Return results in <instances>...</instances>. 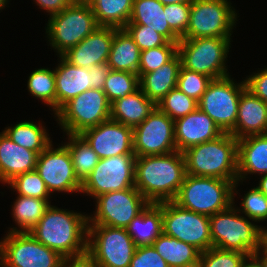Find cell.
Listing matches in <instances>:
<instances>
[{
  "label": "cell",
  "mask_w": 267,
  "mask_h": 267,
  "mask_svg": "<svg viewBox=\"0 0 267 267\" xmlns=\"http://www.w3.org/2000/svg\"><path fill=\"white\" fill-rule=\"evenodd\" d=\"M186 176L182 152L136 157L135 188L149 203L173 201Z\"/></svg>",
  "instance_id": "cell-1"
},
{
  "label": "cell",
  "mask_w": 267,
  "mask_h": 267,
  "mask_svg": "<svg viewBox=\"0 0 267 267\" xmlns=\"http://www.w3.org/2000/svg\"><path fill=\"white\" fill-rule=\"evenodd\" d=\"M88 216L50 205L29 233L62 257L87 250Z\"/></svg>",
  "instance_id": "cell-2"
},
{
  "label": "cell",
  "mask_w": 267,
  "mask_h": 267,
  "mask_svg": "<svg viewBox=\"0 0 267 267\" xmlns=\"http://www.w3.org/2000/svg\"><path fill=\"white\" fill-rule=\"evenodd\" d=\"M182 153L188 175L215 177L233 183L238 180V139L230 133H223Z\"/></svg>",
  "instance_id": "cell-3"
},
{
  "label": "cell",
  "mask_w": 267,
  "mask_h": 267,
  "mask_svg": "<svg viewBox=\"0 0 267 267\" xmlns=\"http://www.w3.org/2000/svg\"><path fill=\"white\" fill-rule=\"evenodd\" d=\"M238 183L239 180L233 184V206L209 216L212 247L238 251L250 257L262 246L263 228L237 214L240 212L234 207V190Z\"/></svg>",
  "instance_id": "cell-4"
},
{
  "label": "cell",
  "mask_w": 267,
  "mask_h": 267,
  "mask_svg": "<svg viewBox=\"0 0 267 267\" xmlns=\"http://www.w3.org/2000/svg\"><path fill=\"white\" fill-rule=\"evenodd\" d=\"M233 184L225 179L186 174L173 201L182 208L212 216L233 205Z\"/></svg>",
  "instance_id": "cell-5"
},
{
  "label": "cell",
  "mask_w": 267,
  "mask_h": 267,
  "mask_svg": "<svg viewBox=\"0 0 267 267\" xmlns=\"http://www.w3.org/2000/svg\"><path fill=\"white\" fill-rule=\"evenodd\" d=\"M230 39V37L181 38L178 42L181 66L212 79L228 76L225 62L230 49Z\"/></svg>",
  "instance_id": "cell-6"
},
{
  "label": "cell",
  "mask_w": 267,
  "mask_h": 267,
  "mask_svg": "<svg viewBox=\"0 0 267 267\" xmlns=\"http://www.w3.org/2000/svg\"><path fill=\"white\" fill-rule=\"evenodd\" d=\"M98 26L90 4L71 3L62 12L50 16L46 33L50 46L62 56Z\"/></svg>",
  "instance_id": "cell-7"
},
{
  "label": "cell",
  "mask_w": 267,
  "mask_h": 267,
  "mask_svg": "<svg viewBox=\"0 0 267 267\" xmlns=\"http://www.w3.org/2000/svg\"><path fill=\"white\" fill-rule=\"evenodd\" d=\"M110 106L103 90L91 88L70 99L54 114L64 132L81 134L110 119Z\"/></svg>",
  "instance_id": "cell-8"
},
{
  "label": "cell",
  "mask_w": 267,
  "mask_h": 267,
  "mask_svg": "<svg viewBox=\"0 0 267 267\" xmlns=\"http://www.w3.org/2000/svg\"><path fill=\"white\" fill-rule=\"evenodd\" d=\"M162 209V229L197 248L201 253L212 247L209 216L180 207L174 201L156 203Z\"/></svg>",
  "instance_id": "cell-9"
},
{
  "label": "cell",
  "mask_w": 267,
  "mask_h": 267,
  "mask_svg": "<svg viewBox=\"0 0 267 267\" xmlns=\"http://www.w3.org/2000/svg\"><path fill=\"white\" fill-rule=\"evenodd\" d=\"M136 247L126 228L88 225L87 251L101 267H129Z\"/></svg>",
  "instance_id": "cell-10"
},
{
  "label": "cell",
  "mask_w": 267,
  "mask_h": 267,
  "mask_svg": "<svg viewBox=\"0 0 267 267\" xmlns=\"http://www.w3.org/2000/svg\"><path fill=\"white\" fill-rule=\"evenodd\" d=\"M63 258L29 232H8L0 242L1 267H62Z\"/></svg>",
  "instance_id": "cell-11"
},
{
  "label": "cell",
  "mask_w": 267,
  "mask_h": 267,
  "mask_svg": "<svg viewBox=\"0 0 267 267\" xmlns=\"http://www.w3.org/2000/svg\"><path fill=\"white\" fill-rule=\"evenodd\" d=\"M228 0H192L189 24L182 38L230 37L237 13Z\"/></svg>",
  "instance_id": "cell-12"
},
{
  "label": "cell",
  "mask_w": 267,
  "mask_h": 267,
  "mask_svg": "<svg viewBox=\"0 0 267 267\" xmlns=\"http://www.w3.org/2000/svg\"><path fill=\"white\" fill-rule=\"evenodd\" d=\"M231 77L213 79L198 101V108L208 114L223 133H230L238 116L240 94L245 81L235 83Z\"/></svg>",
  "instance_id": "cell-13"
},
{
  "label": "cell",
  "mask_w": 267,
  "mask_h": 267,
  "mask_svg": "<svg viewBox=\"0 0 267 267\" xmlns=\"http://www.w3.org/2000/svg\"><path fill=\"white\" fill-rule=\"evenodd\" d=\"M95 199L96 211L88 216V225L126 228L150 204L135 187L107 192Z\"/></svg>",
  "instance_id": "cell-14"
},
{
  "label": "cell",
  "mask_w": 267,
  "mask_h": 267,
  "mask_svg": "<svg viewBox=\"0 0 267 267\" xmlns=\"http://www.w3.org/2000/svg\"><path fill=\"white\" fill-rule=\"evenodd\" d=\"M136 155H119L99 159L82 183L81 192L94 198L101 194L135 187Z\"/></svg>",
  "instance_id": "cell-15"
},
{
  "label": "cell",
  "mask_w": 267,
  "mask_h": 267,
  "mask_svg": "<svg viewBox=\"0 0 267 267\" xmlns=\"http://www.w3.org/2000/svg\"><path fill=\"white\" fill-rule=\"evenodd\" d=\"M176 150L174 120L157 107L133 128V151L136 157L164 155Z\"/></svg>",
  "instance_id": "cell-16"
},
{
  "label": "cell",
  "mask_w": 267,
  "mask_h": 267,
  "mask_svg": "<svg viewBox=\"0 0 267 267\" xmlns=\"http://www.w3.org/2000/svg\"><path fill=\"white\" fill-rule=\"evenodd\" d=\"M52 143L38 155L36 172L45 182L47 190L58 192H81L82 183L74 173L68 148L62 144L52 148Z\"/></svg>",
  "instance_id": "cell-17"
},
{
  "label": "cell",
  "mask_w": 267,
  "mask_h": 267,
  "mask_svg": "<svg viewBox=\"0 0 267 267\" xmlns=\"http://www.w3.org/2000/svg\"><path fill=\"white\" fill-rule=\"evenodd\" d=\"M81 135L100 159L119 155H135L133 128L111 118L84 130Z\"/></svg>",
  "instance_id": "cell-18"
},
{
  "label": "cell",
  "mask_w": 267,
  "mask_h": 267,
  "mask_svg": "<svg viewBox=\"0 0 267 267\" xmlns=\"http://www.w3.org/2000/svg\"><path fill=\"white\" fill-rule=\"evenodd\" d=\"M114 37V27L98 26L79 44L62 56L71 64L90 69L93 65L108 62Z\"/></svg>",
  "instance_id": "cell-19"
},
{
  "label": "cell",
  "mask_w": 267,
  "mask_h": 267,
  "mask_svg": "<svg viewBox=\"0 0 267 267\" xmlns=\"http://www.w3.org/2000/svg\"><path fill=\"white\" fill-rule=\"evenodd\" d=\"M177 151L211 141L223 134L212 118L197 108L190 114L174 121Z\"/></svg>",
  "instance_id": "cell-20"
},
{
  "label": "cell",
  "mask_w": 267,
  "mask_h": 267,
  "mask_svg": "<svg viewBox=\"0 0 267 267\" xmlns=\"http://www.w3.org/2000/svg\"><path fill=\"white\" fill-rule=\"evenodd\" d=\"M236 139L267 134V103L245 88L240 94L238 116L230 132Z\"/></svg>",
  "instance_id": "cell-21"
},
{
  "label": "cell",
  "mask_w": 267,
  "mask_h": 267,
  "mask_svg": "<svg viewBox=\"0 0 267 267\" xmlns=\"http://www.w3.org/2000/svg\"><path fill=\"white\" fill-rule=\"evenodd\" d=\"M60 63L54 70L56 85V112L70 99L92 88L89 69L79 67L59 56Z\"/></svg>",
  "instance_id": "cell-22"
},
{
  "label": "cell",
  "mask_w": 267,
  "mask_h": 267,
  "mask_svg": "<svg viewBox=\"0 0 267 267\" xmlns=\"http://www.w3.org/2000/svg\"><path fill=\"white\" fill-rule=\"evenodd\" d=\"M38 154L0 133V181L7 184L16 176L35 170Z\"/></svg>",
  "instance_id": "cell-23"
},
{
  "label": "cell",
  "mask_w": 267,
  "mask_h": 267,
  "mask_svg": "<svg viewBox=\"0 0 267 267\" xmlns=\"http://www.w3.org/2000/svg\"><path fill=\"white\" fill-rule=\"evenodd\" d=\"M267 174V134L238 140V180L248 174Z\"/></svg>",
  "instance_id": "cell-24"
},
{
  "label": "cell",
  "mask_w": 267,
  "mask_h": 267,
  "mask_svg": "<svg viewBox=\"0 0 267 267\" xmlns=\"http://www.w3.org/2000/svg\"><path fill=\"white\" fill-rule=\"evenodd\" d=\"M181 59L177 53L170 61L153 72L142 74L139 77V88L155 104L169 91L176 88Z\"/></svg>",
  "instance_id": "cell-25"
},
{
  "label": "cell",
  "mask_w": 267,
  "mask_h": 267,
  "mask_svg": "<svg viewBox=\"0 0 267 267\" xmlns=\"http://www.w3.org/2000/svg\"><path fill=\"white\" fill-rule=\"evenodd\" d=\"M155 108L156 104L138 88L126 97L111 103L110 118L134 128L142 123Z\"/></svg>",
  "instance_id": "cell-26"
},
{
  "label": "cell",
  "mask_w": 267,
  "mask_h": 267,
  "mask_svg": "<svg viewBox=\"0 0 267 267\" xmlns=\"http://www.w3.org/2000/svg\"><path fill=\"white\" fill-rule=\"evenodd\" d=\"M164 5L158 0H133L130 20L127 24H143L163 35L169 42L178 43L180 37L170 28Z\"/></svg>",
  "instance_id": "cell-27"
},
{
  "label": "cell",
  "mask_w": 267,
  "mask_h": 267,
  "mask_svg": "<svg viewBox=\"0 0 267 267\" xmlns=\"http://www.w3.org/2000/svg\"><path fill=\"white\" fill-rule=\"evenodd\" d=\"M141 50L124 28L114 27V37L109 53L111 70L138 74Z\"/></svg>",
  "instance_id": "cell-28"
},
{
  "label": "cell",
  "mask_w": 267,
  "mask_h": 267,
  "mask_svg": "<svg viewBox=\"0 0 267 267\" xmlns=\"http://www.w3.org/2000/svg\"><path fill=\"white\" fill-rule=\"evenodd\" d=\"M126 230L137 247L152 245L163 232L162 209L157 204L150 203L130 222Z\"/></svg>",
  "instance_id": "cell-29"
},
{
  "label": "cell",
  "mask_w": 267,
  "mask_h": 267,
  "mask_svg": "<svg viewBox=\"0 0 267 267\" xmlns=\"http://www.w3.org/2000/svg\"><path fill=\"white\" fill-rule=\"evenodd\" d=\"M152 245L169 267H197L201 252L190 244L162 232Z\"/></svg>",
  "instance_id": "cell-30"
},
{
  "label": "cell",
  "mask_w": 267,
  "mask_h": 267,
  "mask_svg": "<svg viewBox=\"0 0 267 267\" xmlns=\"http://www.w3.org/2000/svg\"><path fill=\"white\" fill-rule=\"evenodd\" d=\"M90 6L99 26L120 29L130 20L133 0H93Z\"/></svg>",
  "instance_id": "cell-31"
},
{
  "label": "cell",
  "mask_w": 267,
  "mask_h": 267,
  "mask_svg": "<svg viewBox=\"0 0 267 267\" xmlns=\"http://www.w3.org/2000/svg\"><path fill=\"white\" fill-rule=\"evenodd\" d=\"M3 132L16 144L35 151L38 155L52 143L42 123L37 125L31 121H23L13 127H6Z\"/></svg>",
  "instance_id": "cell-32"
},
{
  "label": "cell",
  "mask_w": 267,
  "mask_h": 267,
  "mask_svg": "<svg viewBox=\"0 0 267 267\" xmlns=\"http://www.w3.org/2000/svg\"><path fill=\"white\" fill-rule=\"evenodd\" d=\"M12 206L13 219L19 230L15 227L8 232H29L43 217L50 203L45 199L18 195Z\"/></svg>",
  "instance_id": "cell-33"
},
{
  "label": "cell",
  "mask_w": 267,
  "mask_h": 267,
  "mask_svg": "<svg viewBox=\"0 0 267 267\" xmlns=\"http://www.w3.org/2000/svg\"><path fill=\"white\" fill-rule=\"evenodd\" d=\"M67 135L69 142L64 145L70 152L74 173L78 180L83 183L98 164L100 158L81 134Z\"/></svg>",
  "instance_id": "cell-34"
},
{
  "label": "cell",
  "mask_w": 267,
  "mask_h": 267,
  "mask_svg": "<svg viewBox=\"0 0 267 267\" xmlns=\"http://www.w3.org/2000/svg\"><path fill=\"white\" fill-rule=\"evenodd\" d=\"M30 94L42 100L56 113V85L54 70L36 69L31 73L27 83Z\"/></svg>",
  "instance_id": "cell-35"
},
{
  "label": "cell",
  "mask_w": 267,
  "mask_h": 267,
  "mask_svg": "<svg viewBox=\"0 0 267 267\" xmlns=\"http://www.w3.org/2000/svg\"><path fill=\"white\" fill-rule=\"evenodd\" d=\"M139 88L138 74L126 71H109L103 92L110 103L116 99L124 98Z\"/></svg>",
  "instance_id": "cell-36"
},
{
  "label": "cell",
  "mask_w": 267,
  "mask_h": 267,
  "mask_svg": "<svg viewBox=\"0 0 267 267\" xmlns=\"http://www.w3.org/2000/svg\"><path fill=\"white\" fill-rule=\"evenodd\" d=\"M156 107L175 121L195 111L198 108V101L176 87L169 91L156 104Z\"/></svg>",
  "instance_id": "cell-37"
},
{
  "label": "cell",
  "mask_w": 267,
  "mask_h": 267,
  "mask_svg": "<svg viewBox=\"0 0 267 267\" xmlns=\"http://www.w3.org/2000/svg\"><path fill=\"white\" fill-rule=\"evenodd\" d=\"M177 53L178 43L169 41L163 46L141 51L138 77L160 68L163 64L170 61Z\"/></svg>",
  "instance_id": "cell-38"
},
{
  "label": "cell",
  "mask_w": 267,
  "mask_h": 267,
  "mask_svg": "<svg viewBox=\"0 0 267 267\" xmlns=\"http://www.w3.org/2000/svg\"><path fill=\"white\" fill-rule=\"evenodd\" d=\"M9 184L18 195L45 199L49 202L50 192L45 182L41 179L36 170L20 174L9 181Z\"/></svg>",
  "instance_id": "cell-39"
},
{
  "label": "cell",
  "mask_w": 267,
  "mask_h": 267,
  "mask_svg": "<svg viewBox=\"0 0 267 267\" xmlns=\"http://www.w3.org/2000/svg\"><path fill=\"white\" fill-rule=\"evenodd\" d=\"M247 254L211 247L200 254L197 267H242Z\"/></svg>",
  "instance_id": "cell-40"
},
{
  "label": "cell",
  "mask_w": 267,
  "mask_h": 267,
  "mask_svg": "<svg viewBox=\"0 0 267 267\" xmlns=\"http://www.w3.org/2000/svg\"><path fill=\"white\" fill-rule=\"evenodd\" d=\"M213 79L205 74L197 73L181 66L177 88L187 96L199 101Z\"/></svg>",
  "instance_id": "cell-41"
},
{
  "label": "cell",
  "mask_w": 267,
  "mask_h": 267,
  "mask_svg": "<svg viewBox=\"0 0 267 267\" xmlns=\"http://www.w3.org/2000/svg\"><path fill=\"white\" fill-rule=\"evenodd\" d=\"M241 203L242 209H237L242 212L252 221H263L267 219V196L257 187L249 190L243 196Z\"/></svg>",
  "instance_id": "cell-42"
},
{
  "label": "cell",
  "mask_w": 267,
  "mask_h": 267,
  "mask_svg": "<svg viewBox=\"0 0 267 267\" xmlns=\"http://www.w3.org/2000/svg\"><path fill=\"white\" fill-rule=\"evenodd\" d=\"M124 29L134 39L141 51L165 45L168 40L143 24H127Z\"/></svg>",
  "instance_id": "cell-43"
},
{
  "label": "cell",
  "mask_w": 267,
  "mask_h": 267,
  "mask_svg": "<svg viewBox=\"0 0 267 267\" xmlns=\"http://www.w3.org/2000/svg\"><path fill=\"white\" fill-rule=\"evenodd\" d=\"M191 3H179L164 5L167 22L170 28L182 38L189 24Z\"/></svg>",
  "instance_id": "cell-44"
},
{
  "label": "cell",
  "mask_w": 267,
  "mask_h": 267,
  "mask_svg": "<svg viewBox=\"0 0 267 267\" xmlns=\"http://www.w3.org/2000/svg\"><path fill=\"white\" fill-rule=\"evenodd\" d=\"M129 267H169L153 245L136 247Z\"/></svg>",
  "instance_id": "cell-45"
},
{
  "label": "cell",
  "mask_w": 267,
  "mask_h": 267,
  "mask_svg": "<svg viewBox=\"0 0 267 267\" xmlns=\"http://www.w3.org/2000/svg\"><path fill=\"white\" fill-rule=\"evenodd\" d=\"M245 81L246 88L255 96L267 103V68L254 73Z\"/></svg>",
  "instance_id": "cell-46"
},
{
  "label": "cell",
  "mask_w": 267,
  "mask_h": 267,
  "mask_svg": "<svg viewBox=\"0 0 267 267\" xmlns=\"http://www.w3.org/2000/svg\"><path fill=\"white\" fill-rule=\"evenodd\" d=\"M62 267H101L96 259L86 250L77 255L63 258Z\"/></svg>",
  "instance_id": "cell-47"
},
{
  "label": "cell",
  "mask_w": 267,
  "mask_h": 267,
  "mask_svg": "<svg viewBox=\"0 0 267 267\" xmlns=\"http://www.w3.org/2000/svg\"><path fill=\"white\" fill-rule=\"evenodd\" d=\"M110 68L107 63L93 65L89 72L92 74V88L103 90Z\"/></svg>",
  "instance_id": "cell-48"
},
{
  "label": "cell",
  "mask_w": 267,
  "mask_h": 267,
  "mask_svg": "<svg viewBox=\"0 0 267 267\" xmlns=\"http://www.w3.org/2000/svg\"><path fill=\"white\" fill-rule=\"evenodd\" d=\"M39 8L44 9L50 16L58 14L66 9L70 4V0H35Z\"/></svg>",
  "instance_id": "cell-49"
},
{
  "label": "cell",
  "mask_w": 267,
  "mask_h": 267,
  "mask_svg": "<svg viewBox=\"0 0 267 267\" xmlns=\"http://www.w3.org/2000/svg\"><path fill=\"white\" fill-rule=\"evenodd\" d=\"M261 254L263 255V257H260L262 256ZM254 256L262 263L264 267H267V250L263 246H261V248L254 254Z\"/></svg>",
  "instance_id": "cell-50"
},
{
  "label": "cell",
  "mask_w": 267,
  "mask_h": 267,
  "mask_svg": "<svg viewBox=\"0 0 267 267\" xmlns=\"http://www.w3.org/2000/svg\"><path fill=\"white\" fill-rule=\"evenodd\" d=\"M249 260V263H248ZM242 267H264L262 263L253 255L246 259Z\"/></svg>",
  "instance_id": "cell-51"
},
{
  "label": "cell",
  "mask_w": 267,
  "mask_h": 267,
  "mask_svg": "<svg viewBox=\"0 0 267 267\" xmlns=\"http://www.w3.org/2000/svg\"><path fill=\"white\" fill-rule=\"evenodd\" d=\"M256 187L267 196V174L261 175L259 185Z\"/></svg>",
  "instance_id": "cell-52"
},
{
  "label": "cell",
  "mask_w": 267,
  "mask_h": 267,
  "mask_svg": "<svg viewBox=\"0 0 267 267\" xmlns=\"http://www.w3.org/2000/svg\"><path fill=\"white\" fill-rule=\"evenodd\" d=\"M163 5L179 4V3H191L192 0H158Z\"/></svg>",
  "instance_id": "cell-53"
},
{
  "label": "cell",
  "mask_w": 267,
  "mask_h": 267,
  "mask_svg": "<svg viewBox=\"0 0 267 267\" xmlns=\"http://www.w3.org/2000/svg\"><path fill=\"white\" fill-rule=\"evenodd\" d=\"M262 246L267 250V229L263 228L262 233Z\"/></svg>",
  "instance_id": "cell-54"
},
{
  "label": "cell",
  "mask_w": 267,
  "mask_h": 267,
  "mask_svg": "<svg viewBox=\"0 0 267 267\" xmlns=\"http://www.w3.org/2000/svg\"><path fill=\"white\" fill-rule=\"evenodd\" d=\"M73 4H90L93 0H70Z\"/></svg>",
  "instance_id": "cell-55"
},
{
  "label": "cell",
  "mask_w": 267,
  "mask_h": 267,
  "mask_svg": "<svg viewBox=\"0 0 267 267\" xmlns=\"http://www.w3.org/2000/svg\"><path fill=\"white\" fill-rule=\"evenodd\" d=\"M7 2H9L8 0H0V10L3 9L5 7V5H7Z\"/></svg>",
  "instance_id": "cell-56"
}]
</instances>
